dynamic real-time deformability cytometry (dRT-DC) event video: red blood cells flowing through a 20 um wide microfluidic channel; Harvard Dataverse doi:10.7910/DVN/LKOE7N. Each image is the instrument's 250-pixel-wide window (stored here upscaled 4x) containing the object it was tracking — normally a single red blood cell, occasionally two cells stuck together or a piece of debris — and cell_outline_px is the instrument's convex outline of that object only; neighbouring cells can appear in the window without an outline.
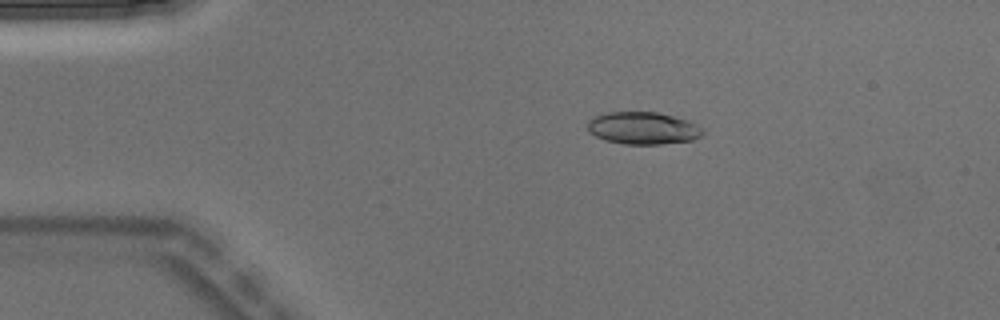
{"species": "Egyptian fruit bat (a non-hibernating species)", "species_latin": "Rousettus aegyptiacus", "temperature_condition": "warm", "stored_images_in_passage": 5, "camera_frame_rate_fps": 3000, "um_per_image_px": 0.085, "animal": {"sex": "male"}, "frame": {"image": 1, "passage_image": 3, "time_ms": 0.667, "image_size_px": [1000, 320], "cell_outline_px": [[704, 132], [700, 136], [692, 140], [660, 144], [624, 144], [604, 140], [588, 132], [588, 120], [596, 116], [608, 112], [656, 112], [688, 120], [704, 128]], "centroid_in_image_um": [54.65, 10.89], "position_along_channel_um": 30.3, "area_um2": 21.68}}
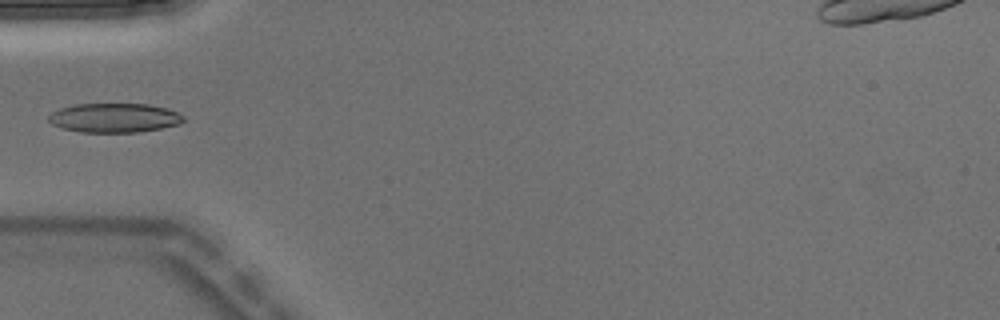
{"frame": {"image": 2, "passage_image": 5, "time_ms": 1.333, "image_size_px": [1000, 320], "cell_outline_px": [[184, 120], [180, 124], [160, 128], [136, 132], [80, 132], [60, 128], [52, 124], [48, 120], [48, 116], [52, 112], [60, 108], [76, 104], [148, 104], [168, 108], [184, 116]], "centroid_in_image_um": [9.7, 10.01], "position_along_channel_um": 75.3, "area_um2": 23.0}}